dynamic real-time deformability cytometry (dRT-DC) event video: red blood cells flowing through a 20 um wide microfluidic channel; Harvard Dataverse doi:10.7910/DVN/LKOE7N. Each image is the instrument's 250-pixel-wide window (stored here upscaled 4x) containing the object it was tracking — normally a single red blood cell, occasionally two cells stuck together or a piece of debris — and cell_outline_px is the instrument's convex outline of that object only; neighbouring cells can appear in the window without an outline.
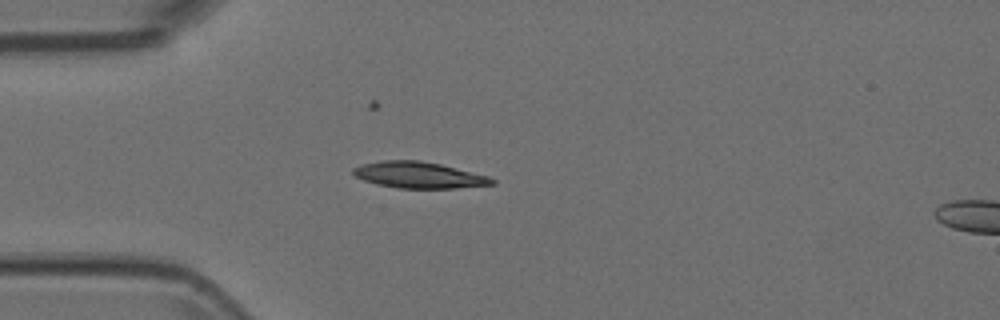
{"species": "Egyptian fruit bat (a non-hibernating species)", "species_latin": "Rousettus aegyptiacus", "temperature_condition": "room temperature", "stored_images_in_passage": 40, "camera_frame_rate_fps": 3000, "um_per_image_px": 0.085, "animal": {"sex": "female"}, "frame": {"image": 1, "passage_image": 1, "time_ms": 0.0, "image_size_px": [1000, 320], "cell_outline_px": [[496, 184], [456, 188], [400, 188], [376, 184], [364, 180], [356, 176], [352, 172], [352, 168], [360, 164], [380, 160], [420, 160], [440, 164], [488, 176], [496, 180]], "centroid_in_image_um": [35.58, 14.87], "position_along_channel_um": 49.4, "area_um2": 21.27}}
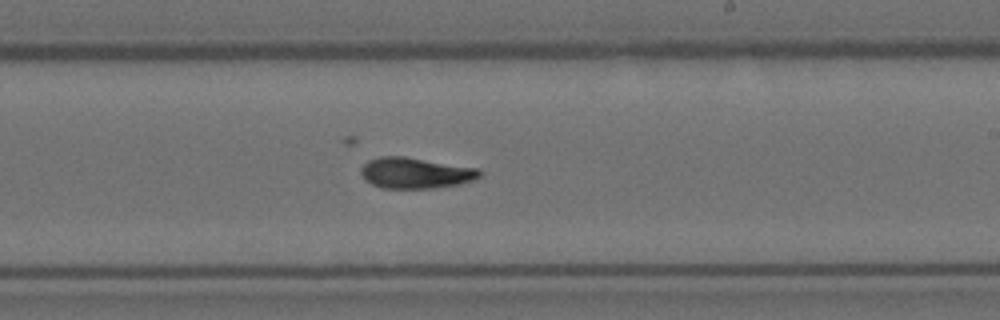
{"frame": {"image": 2, "passage_image": 18, "time_ms": 5.667, "image_size_px": [1000, 320], "cell_outline_px": [[484, 172], [476, 180], [460, 184], [432, 188], [380, 188], [364, 180], [360, 172], [360, 168], [368, 160], [380, 156], [404, 156], [480, 168]], "centroid_in_image_um": [35.34, 14.7], "position_along_channel_um": 253.7, "area_um2": 21.73}}
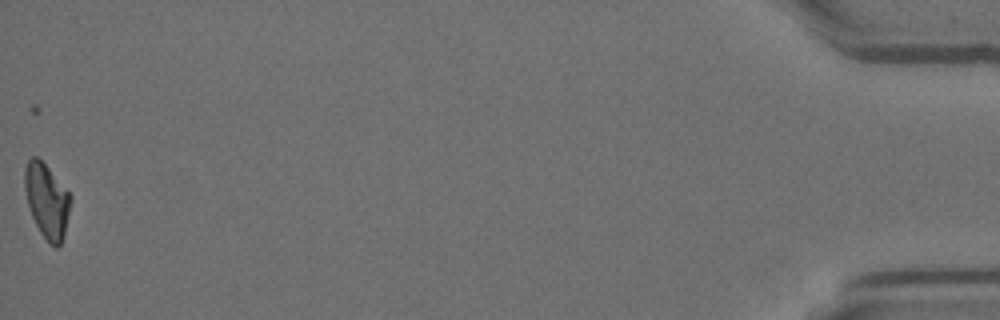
{"frame": {"image": 3, "passage_image": 40, "time_ms": 13.0, "image_size_px": [1000, 320], "cell_outline_px": [[72, 200], [64, 232], [60, 244], [56, 248], [48, 244], [40, 232], [32, 216], [28, 204], [24, 188], [24, 168], [28, 160], [32, 156], [36, 156], [48, 168], [72, 196]], "centroid_in_image_um": [3.97, 17.06], "position_along_channel_um": 431.2, "area_um2": 19.71}}